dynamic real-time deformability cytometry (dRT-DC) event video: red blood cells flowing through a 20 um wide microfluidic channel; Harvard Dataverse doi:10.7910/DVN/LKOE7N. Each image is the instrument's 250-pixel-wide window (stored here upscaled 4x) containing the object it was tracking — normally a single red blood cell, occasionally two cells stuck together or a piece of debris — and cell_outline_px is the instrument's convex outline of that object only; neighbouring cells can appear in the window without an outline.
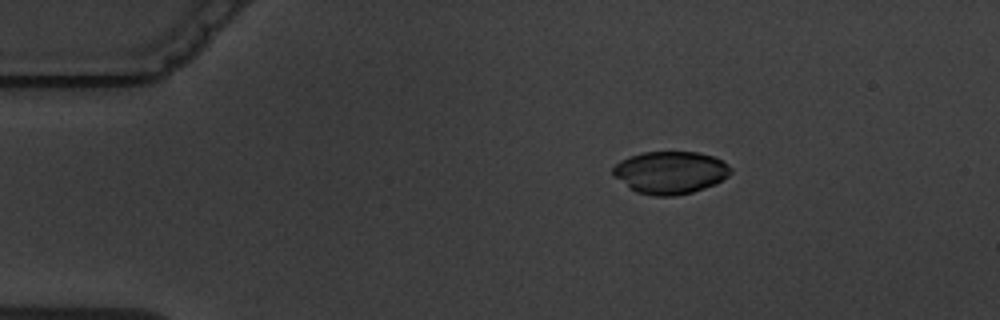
{"species": "common noctule bat (a hibernating species)", "species_latin": "Nyctalus noctula", "temperature_condition": "warm", "stored_images_in_passage": 3, "camera_frame_rate_fps": 3000, "um_per_image_px": 0.085, "animal": {"sex": "male", "body_mass_g": 19.5, "forearm_length_mm": 54.6}, "frame": {"image": 1, "passage_image": 3, "time_ms": 2.667, "image_size_px": [1000, 320], "cell_outline_px": [[732, 172], [728, 176], [716, 184], [692, 192], [676, 196], [656, 196], [636, 192], [628, 188], [612, 176], [612, 168], [620, 160], [628, 156], [644, 152], [696, 152], [712, 156], [728, 164], [732, 168]], "centroid_in_image_um": [56.94, 14.67], "position_along_channel_um": 28.1, "area_um2": 29.42}}